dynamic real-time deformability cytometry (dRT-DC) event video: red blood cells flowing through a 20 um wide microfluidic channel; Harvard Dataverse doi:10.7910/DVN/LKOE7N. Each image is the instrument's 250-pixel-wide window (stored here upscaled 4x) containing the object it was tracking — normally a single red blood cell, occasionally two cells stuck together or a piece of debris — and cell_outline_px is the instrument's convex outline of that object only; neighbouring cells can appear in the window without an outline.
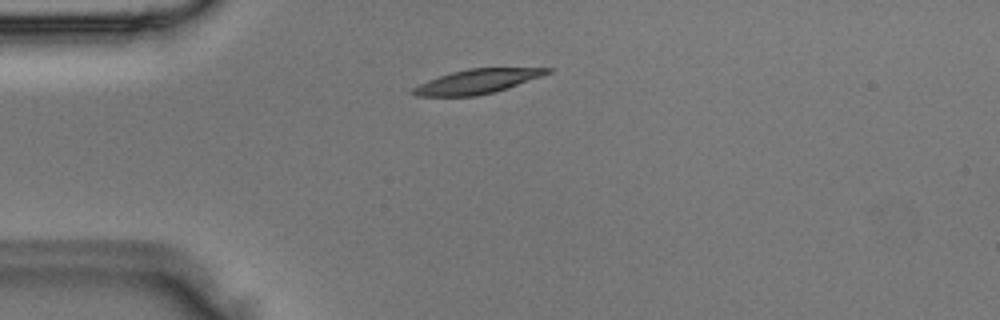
{"species": "Egyptian fruit bat (a non-hibernating species)", "species_latin": "Rousettus aegyptiacus", "temperature_condition": "room temperature", "stored_images_in_passage": 1, "camera_frame_rate_fps": 3000, "um_per_image_px": 0.085, "animal": {"sex": "male"}, "frame": {"image": 1, "passage_image": 1, "time_ms": 0.0, "image_size_px": [1000, 320], "cell_outline_px": [[552, 72], [508, 88], [476, 96], [416, 96], [408, 92], [412, 88], [428, 80], [452, 72], [468, 68], [552, 68]], "centroid_in_image_um": [40.53, 6.92], "position_along_channel_um": 44.5, "area_um2": 18.9}}